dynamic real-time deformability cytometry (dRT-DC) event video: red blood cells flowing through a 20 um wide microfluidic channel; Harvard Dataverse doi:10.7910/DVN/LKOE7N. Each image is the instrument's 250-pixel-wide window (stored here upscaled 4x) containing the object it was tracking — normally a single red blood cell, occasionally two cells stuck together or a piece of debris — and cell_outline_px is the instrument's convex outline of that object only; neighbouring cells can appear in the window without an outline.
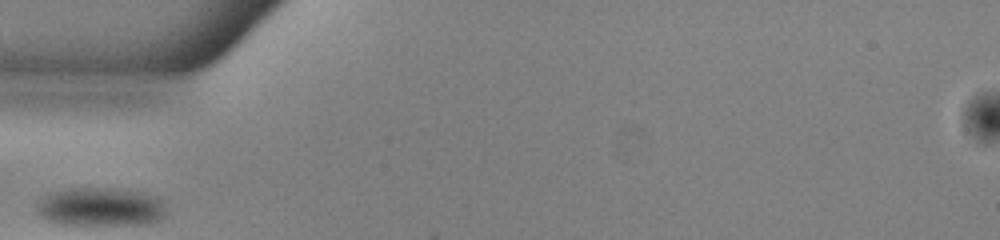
{"species": "common noctule bat (a hibernating species)", "species_latin": "Nyctalus noctula", "temperature_condition": "warm", "stored_images_in_passage": 24, "camera_frame_rate_fps": 3000, "um_per_image_px": 0.085, "animal": {"sex": "male", "body_mass_g": 13.0, "forearm_length_mm": 53.1}, "frame": {"image": 1, "passage_image": 1, "time_ms": 0.0, "image_size_px": [1000, 240], "cell_outline_px": [[168, 212], [160, 220], [152, 224], [60, 224], [48, 220], [40, 216], [36, 212], [36, 204], [44, 196], [56, 192], [72, 188], [108, 188], [140, 192], [160, 196]], "centroid_in_image_um": [8.61, 17.59], "position_along_channel_um": 76.4, "area_um2": 29.25}}
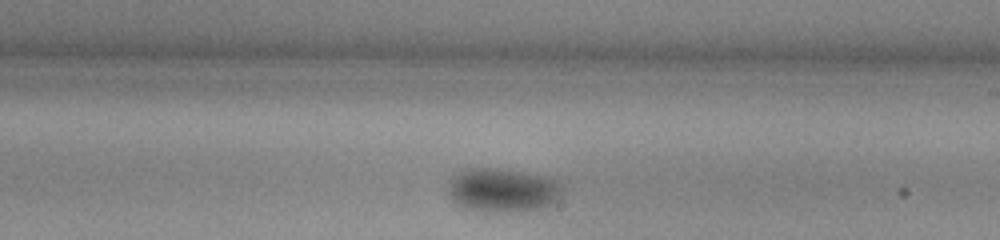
{"frame": {"image": 2, "passage_image": 14, "time_ms": 4.333, "image_size_px": [1000, 240], "cell_outline_px": [[564, 188], [560, 196], [556, 200], [548, 204], [536, 208], [496, 212], [472, 208], [460, 204], [452, 200], [448, 192], [448, 184], [452, 176], [456, 172], [468, 168], [496, 168], [544, 176], [560, 184]], "centroid_in_image_um": [42.67, 16.12], "position_along_channel_um": 246.3, "area_um2": 28.32}}
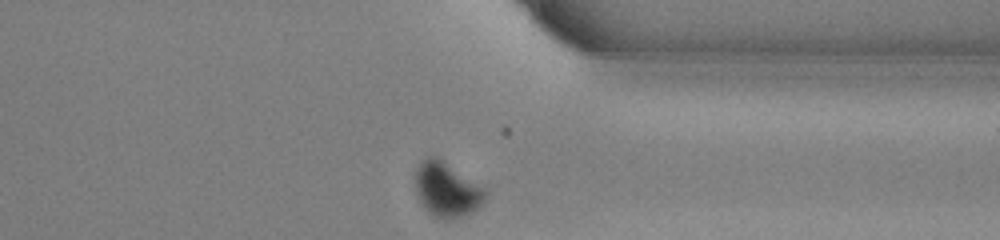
{"frame": {"image": 3, "passage_image": 24, "time_ms": 7.667, "image_size_px": [1000, 240], "cell_outline_px": [[488, 196], [484, 204], [472, 212], [460, 216], [444, 220], [428, 212], [420, 204], [416, 192], [416, 168], [420, 160], [424, 156], [436, 156], [484, 184], [488, 188]], "centroid_in_image_um": [38.04, 16.08], "position_along_channel_um": 373.4, "area_um2": 23.12}}